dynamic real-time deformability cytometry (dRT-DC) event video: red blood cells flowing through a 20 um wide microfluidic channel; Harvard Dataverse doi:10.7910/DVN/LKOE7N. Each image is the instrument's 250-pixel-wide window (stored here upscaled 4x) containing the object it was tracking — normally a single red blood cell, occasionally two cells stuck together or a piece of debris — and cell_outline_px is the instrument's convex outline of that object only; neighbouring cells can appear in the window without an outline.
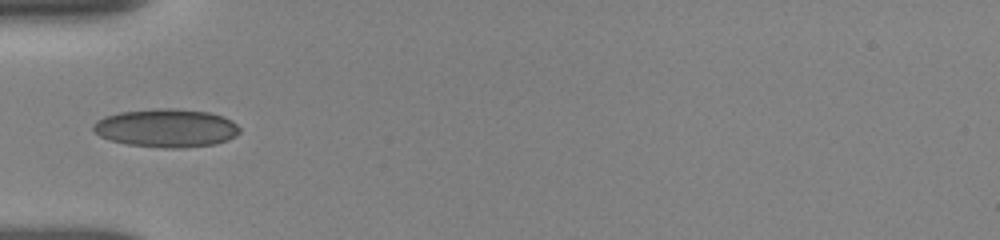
{"species": "human", "species_latin": "Homo sapiens", "temperature_condition": "room temperature", "stored_images_in_passage": 2, "camera_frame_rate_fps": 3000, "um_per_image_px": 0.085, "donor": {"sex": "female"}, "frame": {"image": 1, "passage_image": 1, "time_ms": 0.0, "image_size_px": [1000, 240], "cell_outline_px": [[240, 132], [236, 136], [216, 144], [180, 148], [168, 148], [128, 144], [112, 140], [100, 136], [92, 128], [92, 124], [96, 120], [104, 116], [120, 112], [156, 108], [176, 108], [208, 112], [224, 116], [232, 120], [240, 128]], "centroid_in_image_um": [14.15, 10.87], "position_along_channel_um": 70.8, "area_um2": 32.77}}